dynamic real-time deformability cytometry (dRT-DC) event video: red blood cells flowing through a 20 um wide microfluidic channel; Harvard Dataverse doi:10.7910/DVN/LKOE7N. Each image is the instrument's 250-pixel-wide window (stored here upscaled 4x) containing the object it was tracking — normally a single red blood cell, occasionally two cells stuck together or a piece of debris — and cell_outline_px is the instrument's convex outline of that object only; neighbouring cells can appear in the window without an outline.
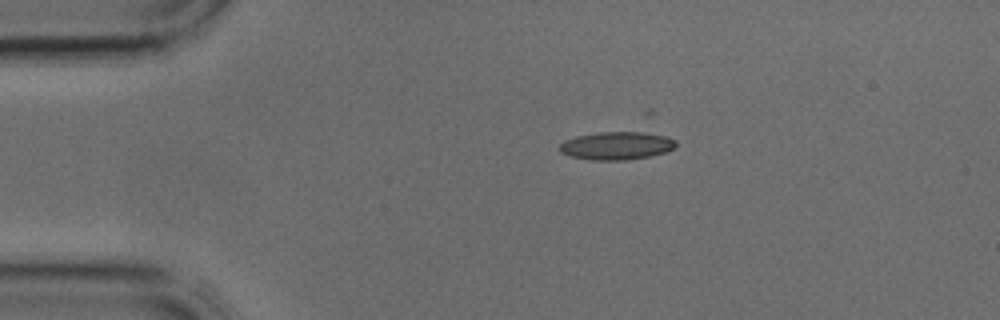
{"species": "common noctule bat (a hibernating species)", "species_latin": "Nyctalus noctula", "temperature_condition": "cold", "stored_images_in_passage": 3, "camera_frame_rate_fps": 3000, "um_per_image_px": 0.085, "animal": {"sex": "male", "body_mass_g": 17.9, "forearm_length_mm": 54.2}, "frame": {"image": 1, "passage_image": 2, "time_ms": 0.333, "image_size_px": [1000, 320], "cell_outline_px": [[676, 144], [672, 148], [664, 152], [648, 156], [628, 160], [592, 160], [568, 156], [560, 152], [556, 148], [564, 140], [576, 136], [600, 132], [640, 128], [644, 128], [668, 136], [676, 140]], "centroid_in_image_um": [52.45, 12.32], "position_along_channel_um": 32.6, "area_um2": 20.11}}